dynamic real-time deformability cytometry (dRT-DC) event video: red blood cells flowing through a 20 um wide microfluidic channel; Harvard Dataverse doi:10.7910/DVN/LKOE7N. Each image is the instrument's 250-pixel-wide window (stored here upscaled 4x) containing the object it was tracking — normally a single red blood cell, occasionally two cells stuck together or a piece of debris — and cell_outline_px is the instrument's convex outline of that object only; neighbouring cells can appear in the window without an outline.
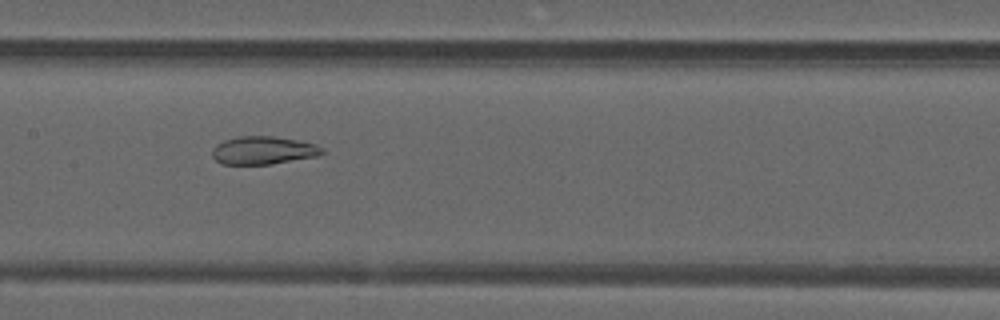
{"species": "common noctule bat (a hibernating species)", "species_latin": "Nyctalus noctula", "temperature_condition": "warm", "stored_images_in_passage": 51, "camera_frame_rate_fps": 3000, "um_per_image_px": 0.085, "animal": {"sex": "male", "forearm_length_mm": 52.5}, "frame": {"image": 1, "passage_image": 25, "time_ms": 8.0, "image_size_px": [1000, 320], "cell_outline_px": [[324, 152], [320, 156], [272, 164], [220, 164], [212, 156], [212, 148], [216, 144], [224, 140], [236, 136], [272, 136], [296, 140], [316, 144], [324, 148]], "centroid_in_image_um": [22.38, 12.78], "position_along_channel_um": 185.0, "area_um2": 18.15}}
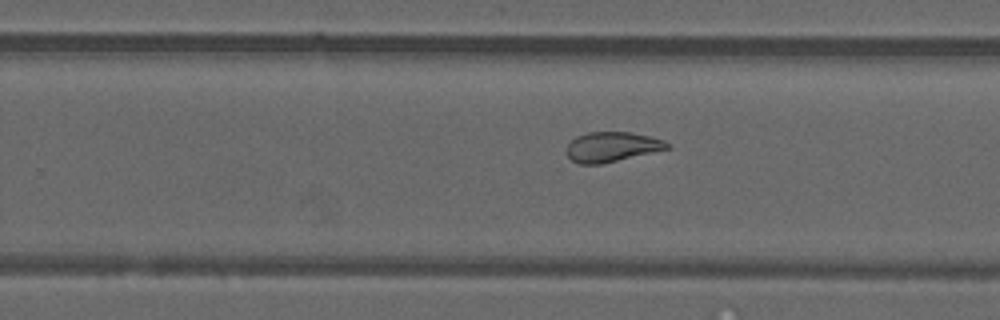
{"frame": {"image": 2, "passage_image": 32, "time_ms": 10.333, "image_size_px": [1000, 320], "cell_outline_px": [[672, 148], [600, 164], [580, 164], [572, 160], [564, 152], [568, 144], [576, 136], [588, 132], [632, 132], [664, 140], [672, 144]], "centroid_in_image_um": [52.02, 12.48], "position_along_channel_um": 277.8, "area_um2": 17.63}}
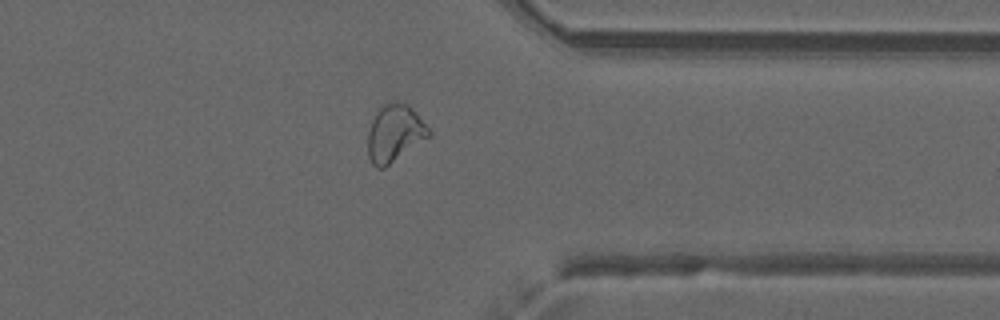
{"frame": {"image": 3, "passage_image": 40, "time_ms": 13.0, "image_size_px": [1000, 320], "cell_outline_px": [[432, 132], [428, 136], [384, 168], [376, 168], [372, 164], [368, 156], [368, 132], [372, 120], [376, 112], [384, 104], [392, 100], [408, 104], [416, 112]], "centroid_in_image_um": [33.52, 11.3], "position_along_channel_um": 377.9, "area_um2": 20.06}, "authors_computed_cell_mechanics": {"area_um2": 22.9466, "velocity_mm_per_s": 3.995, "shape_relaxation_time_tau1_ms": null, "shape_relaxation_time_tau2_ms": 2.0942, "deformation_change_tau1": null, "deformation_change_tau2": 0.0875}}